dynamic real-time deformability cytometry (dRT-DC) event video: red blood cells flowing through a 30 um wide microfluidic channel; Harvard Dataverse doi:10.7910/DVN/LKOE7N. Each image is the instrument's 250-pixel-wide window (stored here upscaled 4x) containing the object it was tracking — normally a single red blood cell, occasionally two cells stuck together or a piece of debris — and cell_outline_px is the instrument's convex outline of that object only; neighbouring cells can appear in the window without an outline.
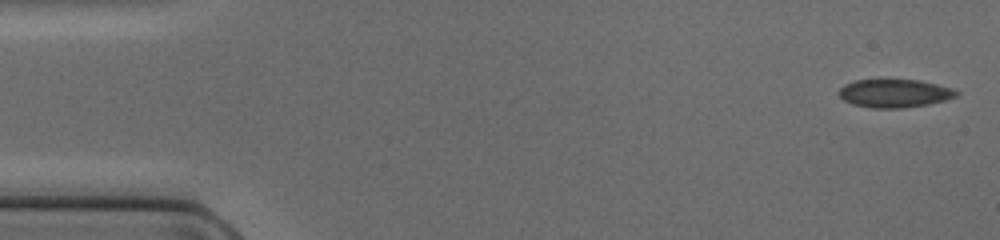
{"species": "common noctule bat (a hibernating species)", "species_latin": "Nyctalus noctula", "temperature_condition": "cold", "stored_images_in_passage": 47, "camera_frame_rate_fps": 3000, "um_per_image_px": 0.085, "animal": {"sex": "female", "body_mass_g": 17.0, "forearm_length_mm": 48.0}, "frame": {"image": 1, "passage_image": 1, "time_ms": 0.0, "image_size_px": [1000, 240], "cell_outline_px": [[960, 92], [956, 96], [944, 100], [928, 104], [900, 108], [872, 108], [852, 104], [844, 100], [836, 92], [844, 84], [856, 80], [920, 80], [952, 88]], "centroid_in_image_um": [76.0, 7.93], "position_along_channel_um": 9.0, "area_um2": 19.25}}
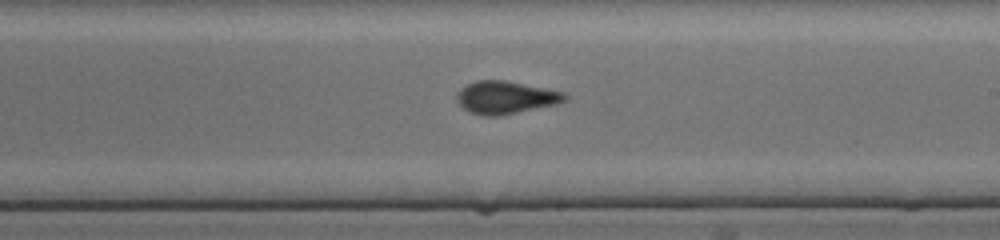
{"frame": {"image": 2, "passage_image": 27, "time_ms": 8.667, "image_size_px": [1000, 240], "cell_outline_px": [[568, 100], [556, 104], [500, 116], [484, 116], [468, 112], [456, 100], [456, 92], [460, 88], [476, 80], [504, 80], [564, 92], [568, 96]], "centroid_in_image_um": [42.96, 8.29], "position_along_channel_um": 246.0, "area_um2": 20.63}}
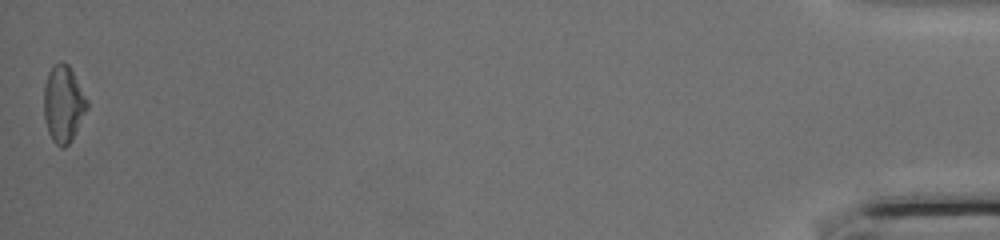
{"frame": {"image": 3, "passage_image": 47, "time_ms": 15.333, "image_size_px": [1000, 240], "cell_outline_px": [[88, 108], [72, 140], [64, 148], [60, 148], [52, 140], [48, 132], [44, 120], [44, 84], [48, 72], [52, 64], [60, 60], [68, 64], [88, 100]], "centroid_in_image_um": [5.37, 8.83], "position_along_channel_um": 429.8, "area_um2": 19.59}}